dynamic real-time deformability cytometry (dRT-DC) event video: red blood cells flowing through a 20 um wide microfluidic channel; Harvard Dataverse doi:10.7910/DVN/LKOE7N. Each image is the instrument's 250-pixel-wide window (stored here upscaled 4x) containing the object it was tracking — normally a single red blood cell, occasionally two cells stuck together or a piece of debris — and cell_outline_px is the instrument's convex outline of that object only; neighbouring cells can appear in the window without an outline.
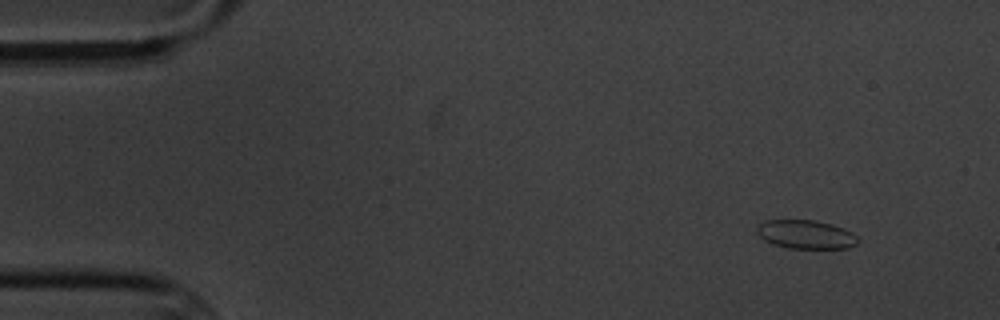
{"species": "common noctule bat (a hibernating species)", "species_latin": "Nyctalus noctula", "temperature_condition": "cold", "stored_images_in_passage": 5, "camera_frame_rate_fps": 3000, "um_per_image_px": 0.085, "animal": {"sex": "male", "body_mass_g": 20.1, "forearm_length_mm": 53.5}, "frame": {"image": 1, "passage_image": 1, "time_ms": 0.0, "image_size_px": [1000, 320], "cell_outline_px": [[860, 240], [856, 244], [848, 248], [788, 248], [772, 244], [764, 240], [756, 232], [756, 228], [760, 224], [768, 220], [812, 220], [832, 224], [852, 232]], "centroid_in_image_um": [68.5, 19.93], "position_along_channel_um": 16.5, "area_um2": 16.82}}